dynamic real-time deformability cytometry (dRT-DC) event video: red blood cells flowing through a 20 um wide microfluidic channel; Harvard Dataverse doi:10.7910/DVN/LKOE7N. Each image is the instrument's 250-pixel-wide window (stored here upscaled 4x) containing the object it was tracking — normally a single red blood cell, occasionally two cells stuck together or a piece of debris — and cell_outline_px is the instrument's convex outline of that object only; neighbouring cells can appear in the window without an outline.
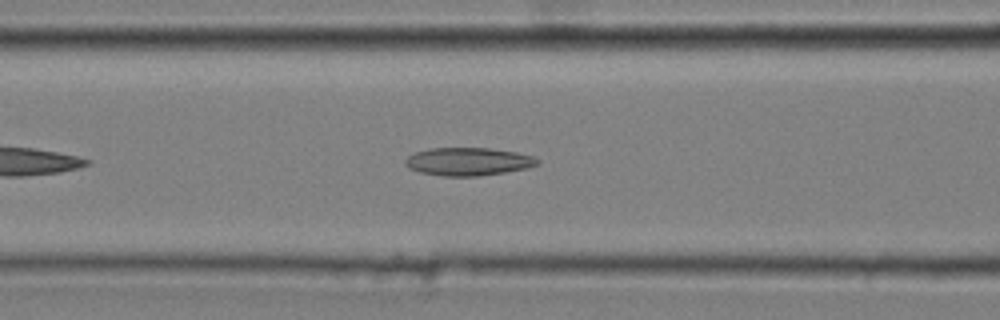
{"species": "common noctule bat (a hibernating species)", "species_latin": "Nyctalus noctula", "temperature_condition": "cold", "stored_images_in_passage": 27, "camera_frame_rate_fps": 3000, "um_per_image_px": 0.085, "animal": {"sex": "male", "body_mass_g": 20.4}, "frame": {"image": 1, "passage_image": 10, "time_ms": 3.0, "image_size_px": [1000, 320], "cell_outline_px": [[540, 164], [528, 168], [504, 172], [476, 176], [444, 176], [420, 172], [408, 168], [404, 164], [404, 160], [408, 156], [416, 152], [428, 148], [488, 148], [516, 152], [532, 156], [540, 160]], "centroid_in_image_um": [39.79, 13.73], "position_along_channel_um": 126.8, "area_um2": 21.56}}
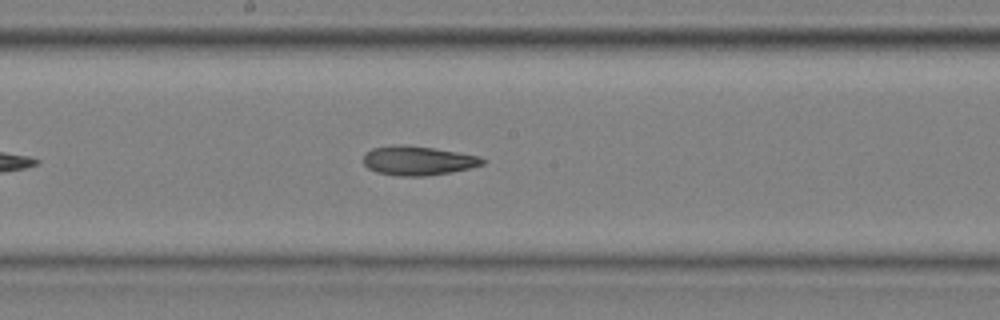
{"frame": {"image": 2, "passage_image": 17, "time_ms": 5.333, "image_size_px": [1000, 320], "cell_outline_px": [[488, 160], [484, 164], [452, 172], [424, 176], [400, 176], [376, 172], [368, 168], [364, 164], [364, 152], [372, 148], [392, 144], [400, 144], [432, 148], [480, 156]], "centroid_in_image_um": [35.51, 13.65], "position_along_channel_um": 212.7, "area_um2": 20.35}}
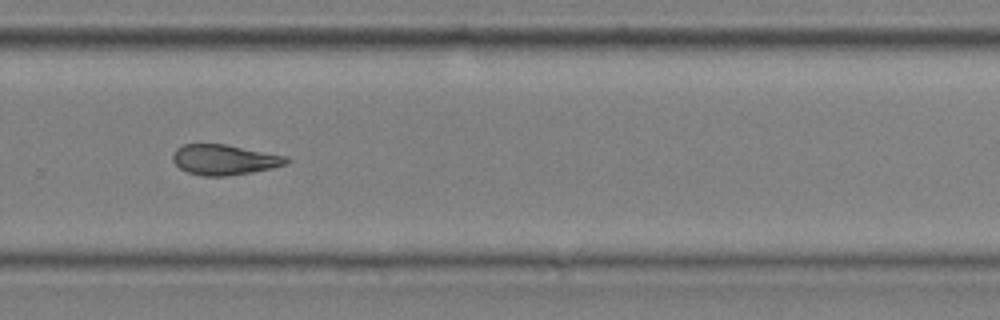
{"frame": {"image": 3, "passage_image": 25, "time_ms": 8.0, "image_size_px": [1000, 320], "cell_outline_px": [[292, 160], [288, 164], [272, 168], [252, 172], [224, 176], [204, 176], [188, 172], [180, 168], [172, 160], [172, 156], [176, 148], [184, 144], [224, 144], [288, 156]], "centroid_in_image_um": [19.1, 13.57], "position_along_channel_um": 310.7, "area_um2": 20.11}}